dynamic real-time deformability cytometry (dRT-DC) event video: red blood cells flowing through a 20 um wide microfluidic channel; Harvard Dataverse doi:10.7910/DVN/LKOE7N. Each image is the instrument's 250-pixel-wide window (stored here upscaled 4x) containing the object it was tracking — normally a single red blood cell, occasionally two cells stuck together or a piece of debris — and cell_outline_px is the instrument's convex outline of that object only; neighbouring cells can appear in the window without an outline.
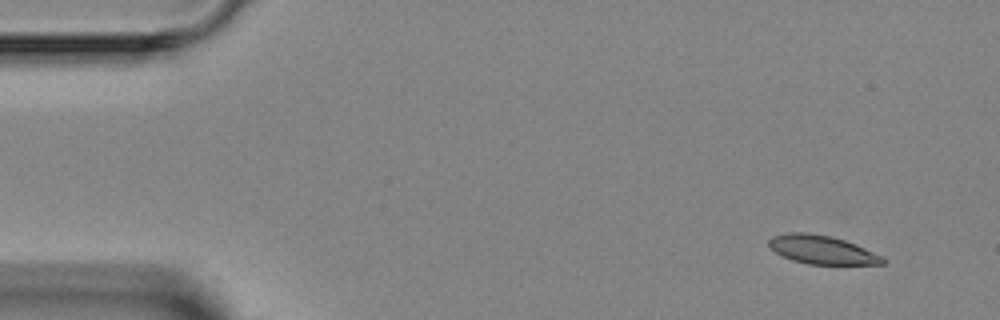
{"species": "Egyptian fruit bat (a non-hibernating species)", "species_latin": "Rousettus aegyptiacus", "temperature_condition": "room temperature", "stored_images_in_passage": 4, "camera_frame_rate_fps": 3000, "um_per_image_px": 0.085, "animal": {"sex": "female"}, "frame": {"image": 1, "passage_image": 1, "time_ms": 0.0, "image_size_px": [1000, 320], "cell_outline_px": [[888, 260], [884, 264], [808, 264], [792, 260], [768, 248], [768, 240], [772, 236], [788, 232], [808, 232], [832, 236], [856, 244], [884, 256]], "centroid_in_image_um": [69.88, 21.22], "position_along_channel_um": 15.1, "area_um2": 19.19}}
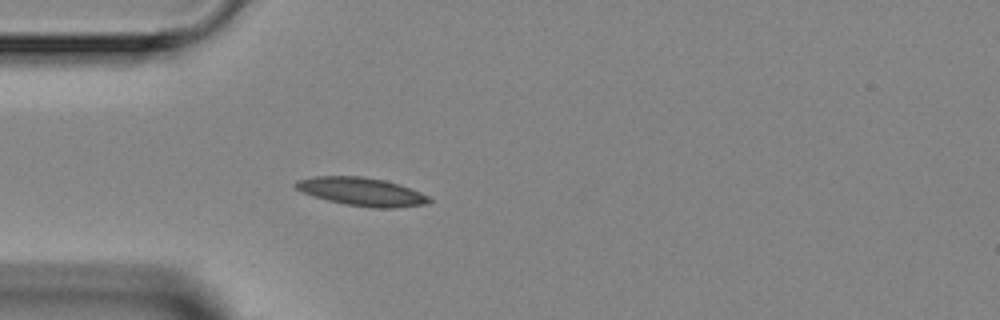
{"frame": {"image": 2, "passage_image": 4, "time_ms": 3.333, "image_size_px": [1000, 320], "cell_outline_px": [[432, 200], [428, 204], [392, 208], [372, 208], [344, 204], [328, 200], [304, 192], [296, 188], [292, 184], [296, 180], [316, 176], [360, 176], [384, 180], [400, 184], [420, 192], [428, 196]], "centroid_in_image_um": [30.76, 16.29], "position_along_channel_um": 54.2, "area_um2": 21.91}}